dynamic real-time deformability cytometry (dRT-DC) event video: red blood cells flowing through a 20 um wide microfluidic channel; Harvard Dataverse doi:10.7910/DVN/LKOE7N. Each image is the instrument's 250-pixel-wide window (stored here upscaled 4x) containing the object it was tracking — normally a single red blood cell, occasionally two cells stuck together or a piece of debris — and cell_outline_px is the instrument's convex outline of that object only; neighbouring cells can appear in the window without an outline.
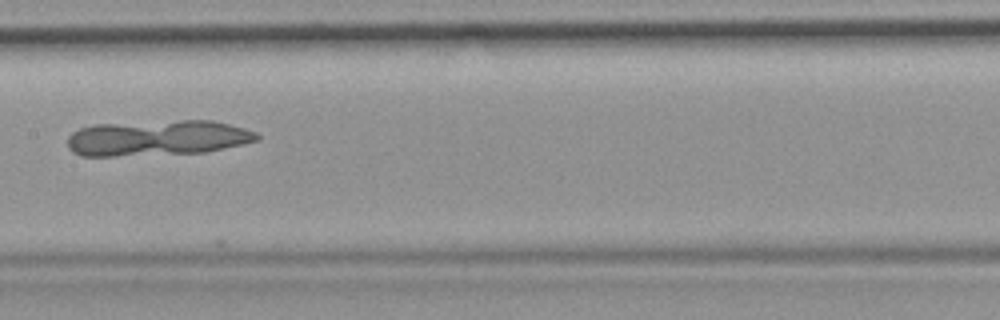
{"species": "common noctule bat (a hibernating species)", "species_latin": "Nyctalus noctula", "temperature_condition": "room temperature", "stored_images_in_passage": 16, "camera_frame_rate_fps": 3000, "um_per_image_px": 0.085, "animal": {"sex": "female", "body_mass_g": 19.9}, "frame": {"image": 1, "passage_image": 12, "time_ms": 3.667, "image_size_px": [1000, 320], "cell_outline_px": [[260, 140], [204, 152], [112, 156], [80, 156], [72, 152], [68, 148], [68, 136], [72, 132], [80, 128], [96, 124], [180, 120], [212, 120], [244, 128], [256, 132], [260, 136]], "centroid_in_image_um": [13.36, 11.72], "position_along_channel_um": 194.0, "area_um2": 39.19}}